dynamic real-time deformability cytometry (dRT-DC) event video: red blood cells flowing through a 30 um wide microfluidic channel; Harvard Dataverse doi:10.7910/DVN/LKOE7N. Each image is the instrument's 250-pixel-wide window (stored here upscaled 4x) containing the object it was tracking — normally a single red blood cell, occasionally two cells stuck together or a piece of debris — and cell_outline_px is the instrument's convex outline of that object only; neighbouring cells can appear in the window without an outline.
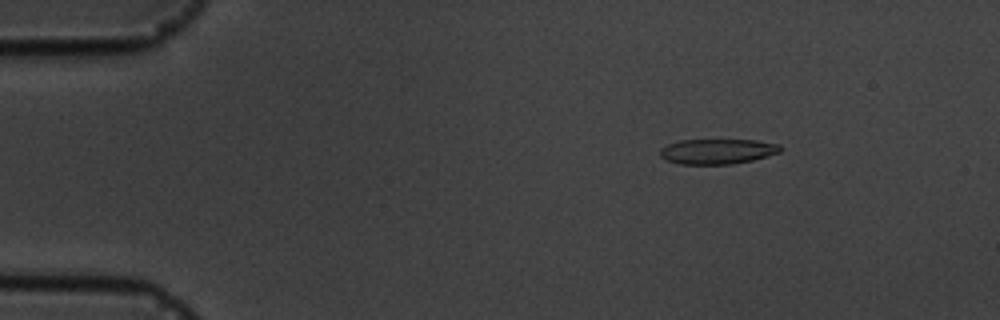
{"species": "common noctule bat (a hibernating species)", "species_latin": "Nyctalus noctula", "temperature_condition": "cold", "stored_images_in_passage": 5, "camera_frame_rate_fps": 3000, "um_per_image_px": 0.085, "animal": {"sex": "male", "body_mass_g": 19.5, "forearm_length_mm": 54.6}, "frame": {"image": 1, "passage_image": 3, "time_ms": 2.333, "image_size_px": [1000, 320], "cell_outline_px": [[784, 148], [780, 152], [768, 156], [752, 160], [732, 164], [680, 164], [668, 160], [660, 156], [660, 148], [668, 144], [680, 140], [756, 140], [780, 144]], "centroid_in_image_um": [61.02, 12.86], "position_along_channel_um": 24.0, "area_um2": 17.69}}